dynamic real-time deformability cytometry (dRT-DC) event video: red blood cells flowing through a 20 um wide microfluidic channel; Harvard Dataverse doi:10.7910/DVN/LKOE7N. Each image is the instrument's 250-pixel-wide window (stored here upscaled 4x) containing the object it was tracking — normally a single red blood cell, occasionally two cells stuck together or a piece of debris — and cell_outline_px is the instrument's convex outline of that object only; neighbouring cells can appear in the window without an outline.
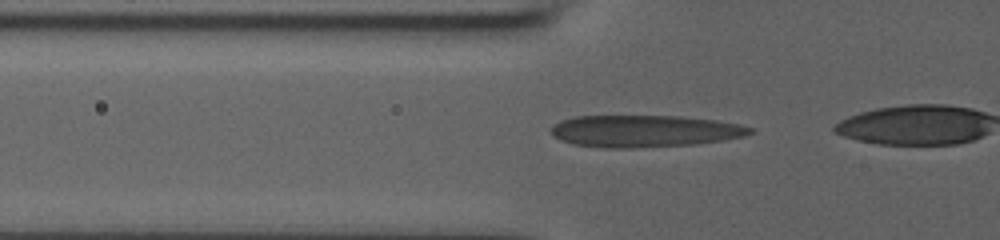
{"species": "human", "species_latin": "Homo sapiens", "temperature_condition": "room temperature", "stored_images_in_passage": 42, "camera_frame_rate_fps": 3000, "um_per_image_px": 0.085, "donor": {"sex": "male"}, "frame": {"image": 1, "passage_image": 17, "time_ms": 5.333, "image_size_px": [1000, 240], "cell_outline_px": [[756, 128], [752, 132], [744, 136], [724, 140], [696, 144], [632, 148], [604, 148], [572, 144], [560, 140], [552, 136], [552, 124], [560, 120], [572, 116], [680, 116], [716, 120], [740, 124]], "centroid_in_image_um": [54.77, 11.14], "position_along_channel_um": 71.0, "area_um2": 37.45}}
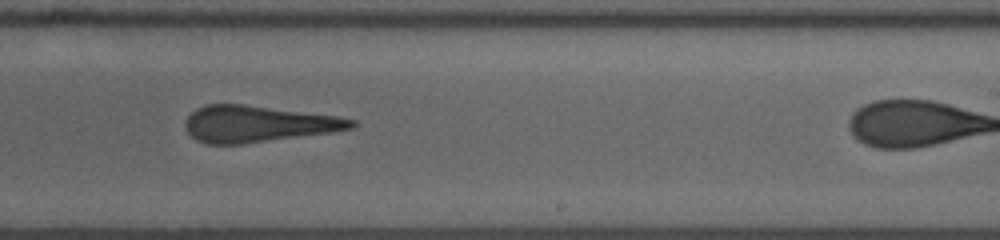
{"frame": {"image": 2, "passage_image": 32, "time_ms": 10.333, "image_size_px": [1000, 240], "cell_outline_px": [[356, 124], [352, 128], [332, 132], [244, 144], [208, 144], [196, 140], [188, 132], [184, 124], [188, 116], [196, 108], [208, 104], [244, 104], [336, 116], [356, 120]], "centroid_in_image_um": [21.9, 10.53], "position_along_channel_um": 267.1, "area_um2": 35.14}}
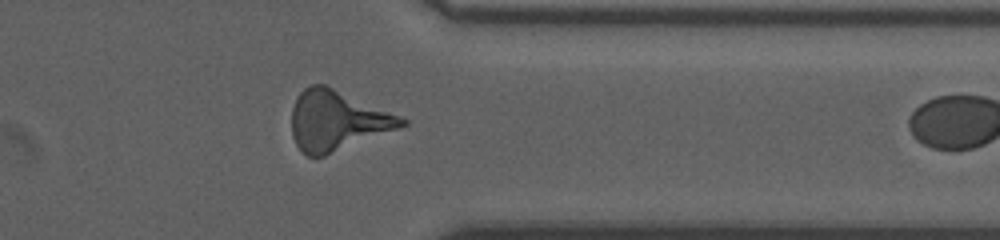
{"frame": {"image": 3, "passage_image": 41, "time_ms": 13.333, "image_size_px": [1000, 240], "cell_outline_px": [[408, 124], [324, 156], [308, 156], [296, 144], [292, 136], [292, 108], [300, 92], [304, 88], [312, 84], [324, 84], [400, 116], [408, 120]], "centroid_in_image_um": [28.63, 10.24], "position_along_channel_um": 382.8, "area_um2": 37.69}}